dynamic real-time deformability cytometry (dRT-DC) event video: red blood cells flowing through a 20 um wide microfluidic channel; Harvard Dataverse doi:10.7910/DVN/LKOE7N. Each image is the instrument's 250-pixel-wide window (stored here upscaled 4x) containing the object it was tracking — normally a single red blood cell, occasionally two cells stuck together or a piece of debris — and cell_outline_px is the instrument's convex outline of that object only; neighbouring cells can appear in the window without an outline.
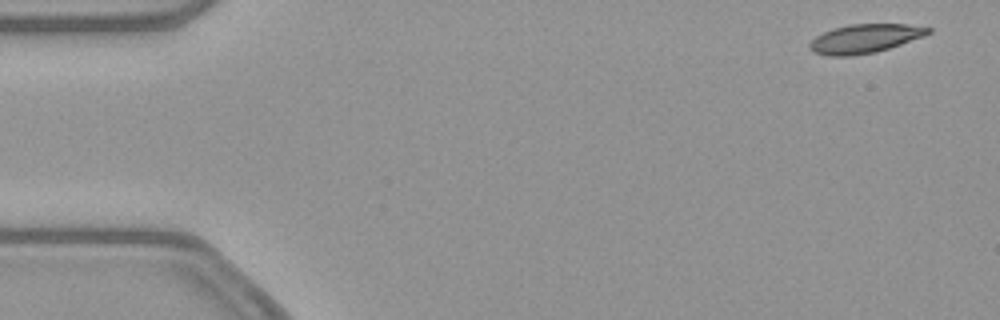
{"species": "common noctule bat (a hibernating species)", "species_latin": "Nyctalus noctula", "temperature_condition": "warm", "stored_images_in_passage": 53, "camera_frame_rate_fps": 3000, "um_per_image_px": 0.085, "animal": {"sex": "female", "body_mass_g": 21.9}, "frame": {"image": 1, "passage_image": 3, "time_ms": 0.667, "image_size_px": [1000, 320], "cell_outline_px": [[932, 32], [924, 36], [876, 52], [852, 56], [828, 56], [812, 52], [808, 48], [808, 44], [816, 36], [832, 28], [848, 24], [908, 24], [932, 28]], "centroid_in_image_um": [73.48, 3.28], "position_along_channel_um": 11.5, "area_um2": 20.06}}
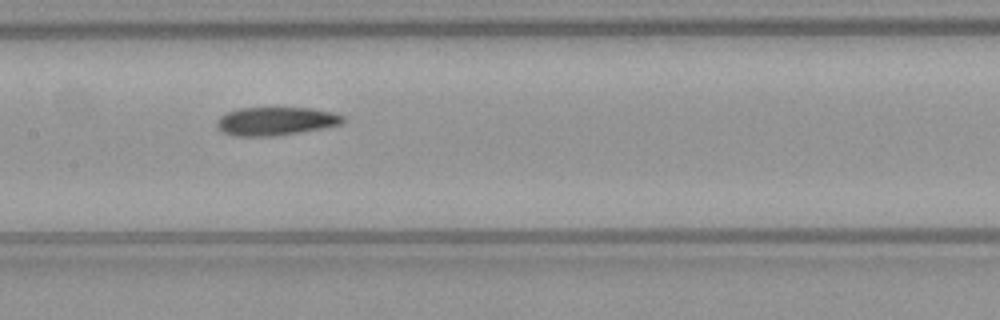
{"frame": {"image": 2, "passage_image": 26, "time_ms": 8.333, "image_size_px": [1000, 320], "cell_outline_px": [[344, 120], [340, 124], [320, 128], [296, 132], [268, 136], [236, 136], [224, 132], [216, 124], [216, 120], [220, 116], [236, 108], [312, 108], [332, 112], [344, 116]], "centroid_in_image_um": [23.4, 10.28], "position_along_channel_um": 184.0, "area_um2": 20.4}}
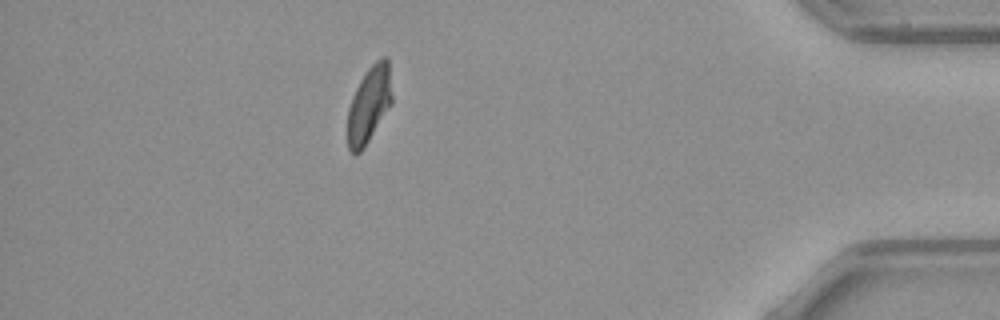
{"frame": {"image": 3, "passage_image": 47, "time_ms": 15.333, "image_size_px": [1000, 320], "cell_outline_px": [[392, 104], [364, 148], [360, 152], [352, 152], [348, 148], [348, 108], [352, 96], [360, 80], [368, 68], [376, 60], [384, 56], [388, 56], [392, 96]], "centroid_in_image_um": [31.39, 8.86], "position_along_channel_um": 403.8, "area_um2": 19.77}, "authors_computed_cell_mechanics": {"area_um2": 20.7502, "velocity_mm_per_s": 3.8617, "shape_relaxation_time_tau1_ms": null, "shape_relaxation_time_tau2_ms": 7.7497, "deformation_change_tau1": null, "deformation_change_tau2": 0.1636}}